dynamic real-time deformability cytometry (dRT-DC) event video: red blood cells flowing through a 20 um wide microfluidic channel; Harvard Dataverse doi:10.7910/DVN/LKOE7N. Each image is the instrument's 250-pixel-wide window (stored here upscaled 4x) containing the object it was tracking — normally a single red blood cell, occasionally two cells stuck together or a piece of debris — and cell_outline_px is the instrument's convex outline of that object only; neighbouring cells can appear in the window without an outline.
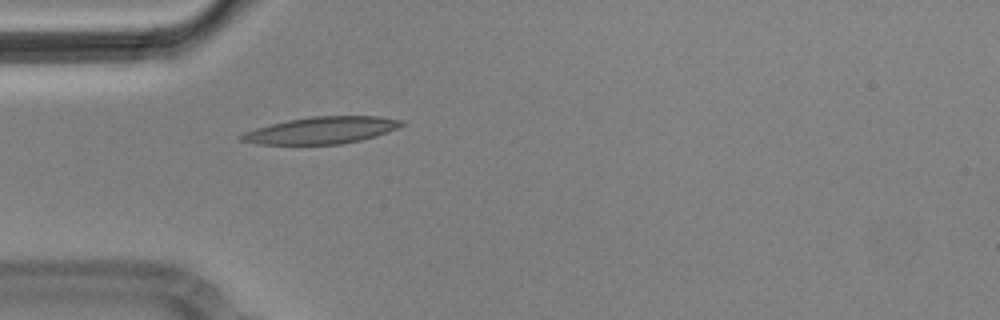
{"species": "Egyptian fruit bat (a non-hibernating species)", "species_latin": "Rousettus aegyptiacus", "temperature_condition": "cold", "stored_images_in_passage": 2, "camera_frame_rate_fps": 3000, "um_per_image_px": 0.085, "animal": {"sex": "male"}, "frame": {"image": 1, "passage_image": 2, "time_ms": 0.333, "image_size_px": [1000, 320], "cell_outline_px": [[408, 124], [376, 136], [360, 140], [340, 144], [256, 144], [240, 140], [236, 136], [244, 132], [256, 128], [288, 120], [312, 116], [380, 116], [404, 120]], "centroid_in_image_um": [27.36, 11.07], "position_along_channel_um": 57.6, "area_um2": 25.2}}